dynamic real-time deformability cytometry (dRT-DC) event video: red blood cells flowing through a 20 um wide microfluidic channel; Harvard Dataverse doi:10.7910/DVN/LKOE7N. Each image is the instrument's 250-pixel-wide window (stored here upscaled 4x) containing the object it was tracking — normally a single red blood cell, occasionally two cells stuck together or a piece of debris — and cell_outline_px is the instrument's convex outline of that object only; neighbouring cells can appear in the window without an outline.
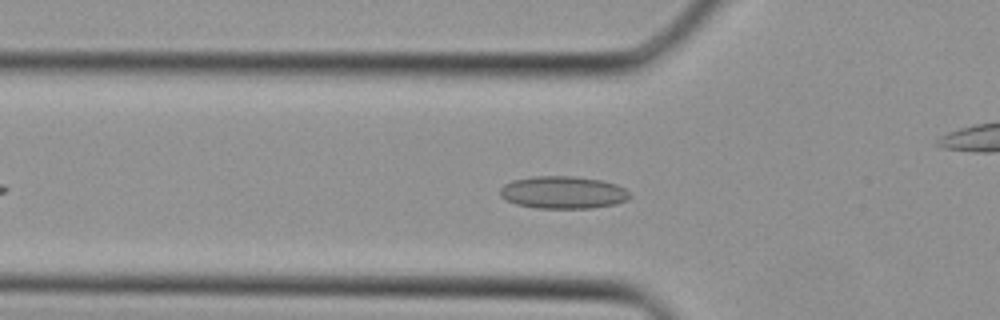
{"species": "Egyptian fruit bat (a non-hibernating species)", "species_latin": "Rousettus aegyptiacus", "temperature_condition": "cold", "stored_images_in_passage": 28, "camera_frame_rate_fps": 3000, "um_per_image_px": 0.085, "animal": {"sex": "female"}, "frame": {"image": 1, "passage_image": 6, "time_ms": 1.667, "image_size_px": [1000, 320], "cell_outline_px": [[632, 196], [628, 200], [616, 204], [592, 208], [536, 208], [516, 204], [500, 196], [500, 188], [504, 184], [512, 180], [532, 176], [572, 176], [600, 180], [616, 184], [624, 188]], "centroid_in_image_um": [47.86, 16.36], "position_along_channel_um": 77.9, "area_um2": 24.62}}
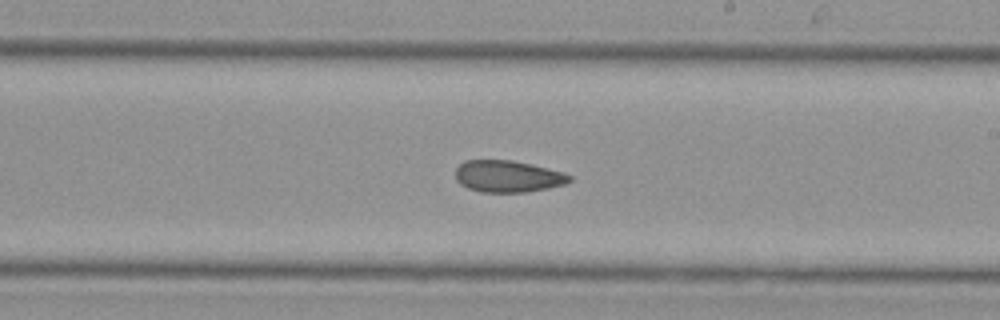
{"frame": {"image": 2, "passage_image": 15, "time_ms": 4.667, "image_size_px": [1000, 320], "cell_outline_px": [[572, 180], [564, 184], [548, 188], [524, 192], [480, 192], [468, 188], [460, 184], [456, 180], [456, 168], [464, 160], [512, 160], [532, 164], [564, 172], [572, 176]], "centroid_in_image_um": [43.16, 14.98], "position_along_channel_um": 245.8, "area_um2": 21.21}}
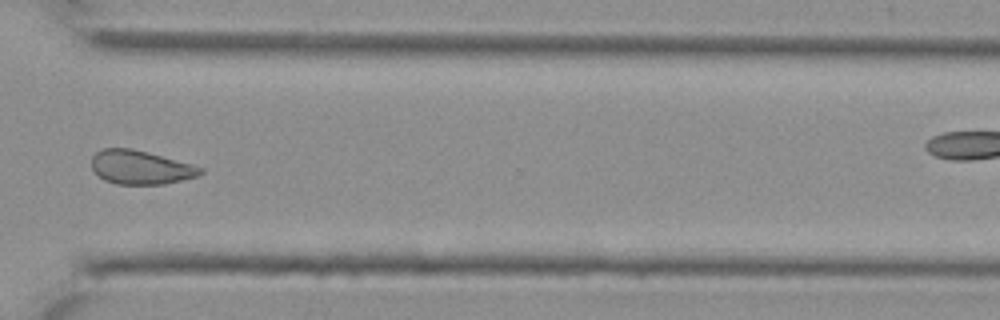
{"frame": {"image": 3, "passage_image": 21, "time_ms": 6.667, "image_size_px": [1000, 320], "cell_outline_px": [[204, 172], [196, 176], [164, 184], [116, 184], [104, 180], [92, 168], [92, 156], [96, 152], [104, 148], [132, 148], [148, 152], [192, 164], [204, 168]], "centroid_in_image_um": [11.94, 14.22], "position_along_channel_um": 358.7, "area_um2": 21.33}}